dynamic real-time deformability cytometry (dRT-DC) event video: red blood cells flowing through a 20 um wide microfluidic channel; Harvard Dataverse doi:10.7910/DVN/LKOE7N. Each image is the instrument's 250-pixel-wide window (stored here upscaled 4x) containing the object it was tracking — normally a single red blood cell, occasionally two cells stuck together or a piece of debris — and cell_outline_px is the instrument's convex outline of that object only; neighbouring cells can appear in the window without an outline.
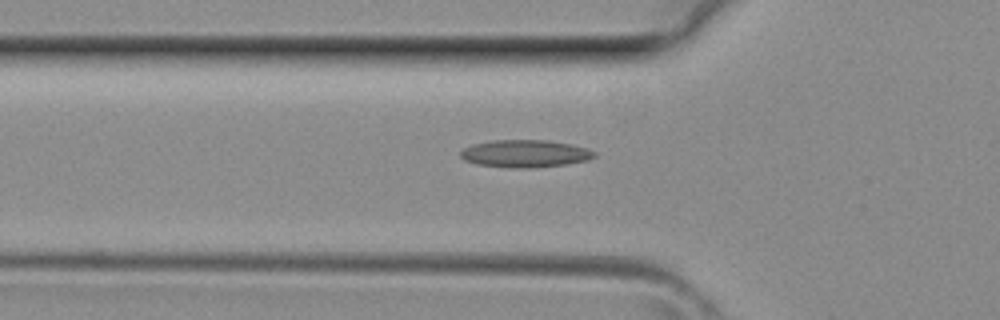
{"species": "common noctule bat (a hibernating species)", "species_latin": "Nyctalus noctula", "temperature_condition": "room temperature", "stored_images_in_passage": 26, "camera_frame_rate_fps": 3000, "um_per_image_px": 0.085, "animal": {"sex": "female", "body_mass_g": 29.2, "forearm_length_mm": 56.3}, "frame": {"image": 1, "passage_image": 4, "time_ms": 1.0, "image_size_px": [1000, 320], "cell_outline_px": [[596, 156], [588, 160], [564, 164], [528, 168], [508, 168], [476, 164], [464, 160], [460, 156], [460, 152], [464, 148], [472, 144], [492, 140], [548, 140], [572, 144], [596, 152]], "centroid_in_image_um": [44.6, 13.05], "position_along_channel_um": 81.2, "area_um2": 21.44}}
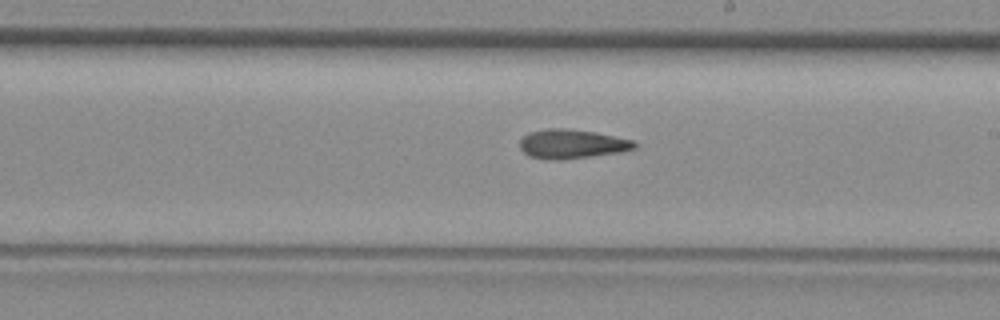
{"frame": {"image": 2, "passage_image": 13, "time_ms": 4.0, "image_size_px": [1000, 320], "cell_outline_px": [[640, 144], [636, 148], [620, 152], [592, 156], [560, 160], [548, 160], [528, 156], [520, 148], [520, 140], [528, 132], [548, 128], [568, 128], [596, 132], [632, 140]], "centroid_in_image_um": [48.61, 12.23], "position_along_channel_um": 240.4, "area_um2": 19.71}}
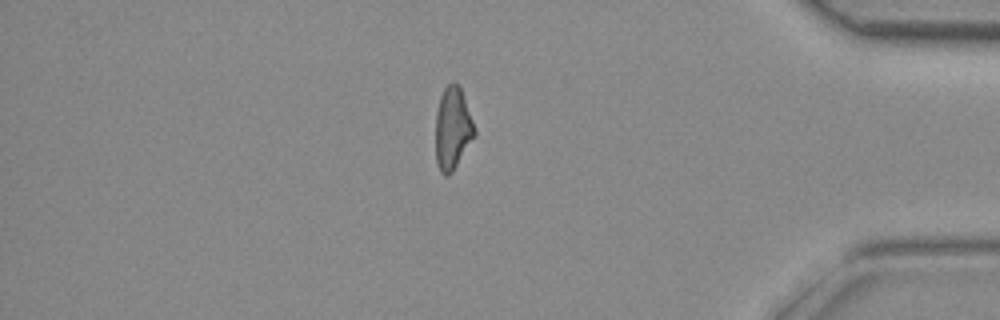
{"frame": {"image": 3, "passage_image": 24, "time_ms": 7.667, "image_size_px": [1000, 320], "cell_outline_px": [[476, 136], [452, 172], [448, 176], [444, 176], [440, 172], [436, 164], [436, 112], [440, 96], [444, 88], [452, 80], [456, 80], [460, 84], [476, 132]], "centroid_in_image_um": [38.47, 10.9], "position_along_channel_um": 396.7, "area_um2": 19.02}}